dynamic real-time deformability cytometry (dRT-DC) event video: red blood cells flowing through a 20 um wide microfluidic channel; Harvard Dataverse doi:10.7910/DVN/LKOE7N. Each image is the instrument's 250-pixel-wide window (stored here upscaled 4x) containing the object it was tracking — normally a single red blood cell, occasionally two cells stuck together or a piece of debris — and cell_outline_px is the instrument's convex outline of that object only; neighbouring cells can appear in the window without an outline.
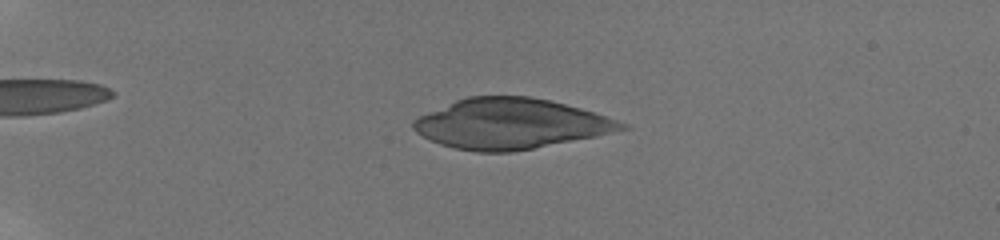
{"species": "human", "species_latin": "Homo sapiens", "temperature_condition": "room temperature", "stored_images_in_passage": 95, "camera_frame_rate_fps": 3000, "um_per_image_px": 0.085, "donor": {"sex": "male"}, "frame": {"image": 1, "passage_image": 27, "time_ms": 4.667, "image_size_px": [1000, 240], "cell_outline_px": [[632, 128], [596, 136], [512, 152], [476, 152], [452, 148], [440, 144], [416, 132], [412, 128], [412, 120], [428, 112], [456, 100], [468, 96], [528, 96], [548, 100], [580, 108], [628, 124]], "centroid_in_image_um": [43.38, 10.52], "position_along_channel_um": 41.6, "area_um2": 60.57}}